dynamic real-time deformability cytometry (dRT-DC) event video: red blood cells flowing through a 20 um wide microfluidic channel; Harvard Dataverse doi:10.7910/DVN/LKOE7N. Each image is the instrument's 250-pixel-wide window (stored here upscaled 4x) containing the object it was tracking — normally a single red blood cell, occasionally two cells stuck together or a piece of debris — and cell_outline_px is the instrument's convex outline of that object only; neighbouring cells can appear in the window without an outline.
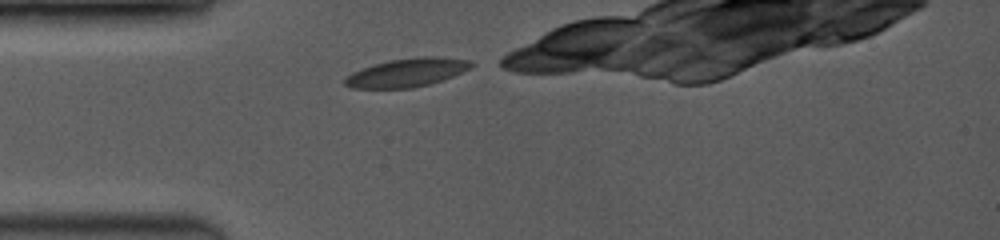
{"species": "common noctule bat (a hibernating species)", "species_latin": "Nyctalus noctula", "temperature_condition": "room temperature", "stored_images_in_passage": 12, "camera_frame_rate_fps": 3500, "um_per_image_px": 0.085, "animal": {"sex": "female", "body_mass_g": 19.0, "forearm_length_mm": 53.3}, "frame": {"image": 1, "passage_image": 1, "time_ms": 0.0, "image_size_px": [1000, 240], "cell_outline_px": [[472, 68], [452, 76], [428, 84], [412, 88], [352, 88], [344, 84], [344, 80], [352, 72], [376, 64], [392, 60], [424, 56], [468, 60], [472, 64]], "centroid_in_image_um": [34.57, 6.18], "position_along_channel_um": 50.4, "area_um2": 20.35}}
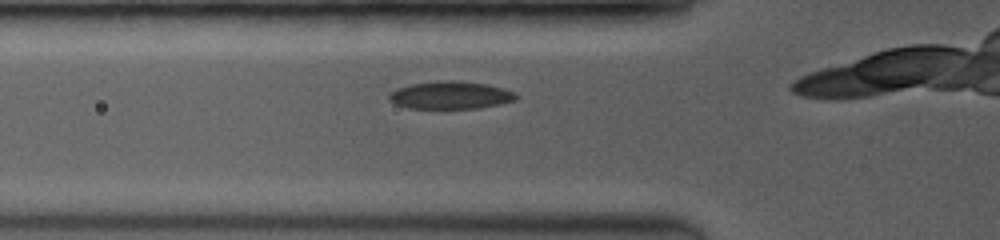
{"frame": {"image": 2, "passage_image": 4, "time_ms": 1.143, "image_size_px": [1000, 240], "cell_outline_px": [[520, 96], [516, 100], [500, 104], [480, 108], [408, 108], [396, 104], [388, 100], [388, 96], [396, 88], [408, 84], [440, 80], [452, 80], [488, 84], [516, 92]], "centroid_in_image_um": [38.31, 8.08], "position_along_channel_um": 87.5, "area_um2": 20.69}}
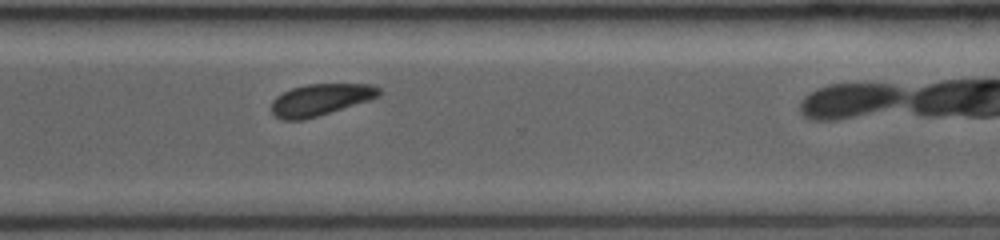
{"frame": {"image": 3, "passage_image": 12, "time_ms": 7.429, "image_size_px": [1000, 240], "cell_outline_px": [[380, 96], [368, 100], [304, 120], [284, 120], [276, 116], [272, 112], [272, 100], [276, 96], [292, 88], [308, 84], [372, 84], [380, 88]], "centroid_in_image_um": [27.23, 8.46], "position_along_channel_um": 343.4, "area_um2": 19.59}}